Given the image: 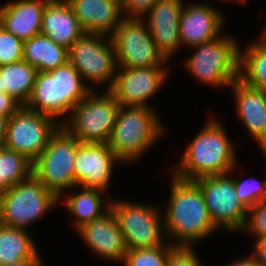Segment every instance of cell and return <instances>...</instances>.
<instances>
[{"instance_id": "cell-20", "label": "cell", "mask_w": 266, "mask_h": 266, "mask_svg": "<svg viewBox=\"0 0 266 266\" xmlns=\"http://www.w3.org/2000/svg\"><path fill=\"white\" fill-rule=\"evenodd\" d=\"M86 34L111 36L124 19L120 0H66Z\"/></svg>"}, {"instance_id": "cell-30", "label": "cell", "mask_w": 266, "mask_h": 266, "mask_svg": "<svg viewBox=\"0 0 266 266\" xmlns=\"http://www.w3.org/2000/svg\"><path fill=\"white\" fill-rule=\"evenodd\" d=\"M175 246L168 241L161 246L131 249L125 254L123 266H165L168 253Z\"/></svg>"}, {"instance_id": "cell-8", "label": "cell", "mask_w": 266, "mask_h": 266, "mask_svg": "<svg viewBox=\"0 0 266 266\" xmlns=\"http://www.w3.org/2000/svg\"><path fill=\"white\" fill-rule=\"evenodd\" d=\"M80 143L60 126L32 163V174L58 198L75 186L74 161Z\"/></svg>"}, {"instance_id": "cell-4", "label": "cell", "mask_w": 266, "mask_h": 266, "mask_svg": "<svg viewBox=\"0 0 266 266\" xmlns=\"http://www.w3.org/2000/svg\"><path fill=\"white\" fill-rule=\"evenodd\" d=\"M92 90L69 61L48 72H38L25 107L52 116L60 124Z\"/></svg>"}, {"instance_id": "cell-6", "label": "cell", "mask_w": 266, "mask_h": 266, "mask_svg": "<svg viewBox=\"0 0 266 266\" xmlns=\"http://www.w3.org/2000/svg\"><path fill=\"white\" fill-rule=\"evenodd\" d=\"M57 205L59 198L31 174L0 196V224L28 230Z\"/></svg>"}, {"instance_id": "cell-21", "label": "cell", "mask_w": 266, "mask_h": 266, "mask_svg": "<svg viewBox=\"0 0 266 266\" xmlns=\"http://www.w3.org/2000/svg\"><path fill=\"white\" fill-rule=\"evenodd\" d=\"M50 0H12L0 7V26L23 42L41 34L42 14Z\"/></svg>"}, {"instance_id": "cell-15", "label": "cell", "mask_w": 266, "mask_h": 266, "mask_svg": "<svg viewBox=\"0 0 266 266\" xmlns=\"http://www.w3.org/2000/svg\"><path fill=\"white\" fill-rule=\"evenodd\" d=\"M123 163L107 143L81 142L74 161L75 186L108 193L115 164Z\"/></svg>"}, {"instance_id": "cell-29", "label": "cell", "mask_w": 266, "mask_h": 266, "mask_svg": "<svg viewBox=\"0 0 266 266\" xmlns=\"http://www.w3.org/2000/svg\"><path fill=\"white\" fill-rule=\"evenodd\" d=\"M237 166L229 172L233 178L234 187L237 197L243 205L249 209L255 206L258 202L266 201V180L261 181L255 177H243L232 174L236 172ZM235 170V171H234Z\"/></svg>"}, {"instance_id": "cell-1", "label": "cell", "mask_w": 266, "mask_h": 266, "mask_svg": "<svg viewBox=\"0 0 266 266\" xmlns=\"http://www.w3.org/2000/svg\"><path fill=\"white\" fill-rule=\"evenodd\" d=\"M171 177L167 206L162 211L167 241L174 246H194L219 232L200 187L194 181Z\"/></svg>"}, {"instance_id": "cell-3", "label": "cell", "mask_w": 266, "mask_h": 266, "mask_svg": "<svg viewBox=\"0 0 266 266\" xmlns=\"http://www.w3.org/2000/svg\"><path fill=\"white\" fill-rule=\"evenodd\" d=\"M157 109L120 105L107 144L123 165L137 164L166 134V126Z\"/></svg>"}, {"instance_id": "cell-23", "label": "cell", "mask_w": 266, "mask_h": 266, "mask_svg": "<svg viewBox=\"0 0 266 266\" xmlns=\"http://www.w3.org/2000/svg\"><path fill=\"white\" fill-rule=\"evenodd\" d=\"M72 190L76 191L69 190L71 193L68 195L63 193L59 197V205L60 203L64 204V208L73 215L71 219L73 230H77L83 224L100 218L111 209L113 196L106 197V195H109L102 190L80 186H74Z\"/></svg>"}, {"instance_id": "cell-11", "label": "cell", "mask_w": 266, "mask_h": 266, "mask_svg": "<svg viewBox=\"0 0 266 266\" xmlns=\"http://www.w3.org/2000/svg\"><path fill=\"white\" fill-rule=\"evenodd\" d=\"M117 67L146 68L169 65L157 50L146 23L139 18H124L110 36Z\"/></svg>"}, {"instance_id": "cell-16", "label": "cell", "mask_w": 266, "mask_h": 266, "mask_svg": "<svg viewBox=\"0 0 266 266\" xmlns=\"http://www.w3.org/2000/svg\"><path fill=\"white\" fill-rule=\"evenodd\" d=\"M193 2L183 5L179 18L181 47L188 49L221 36L227 21L210 2Z\"/></svg>"}, {"instance_id": "cell-18", "label": "cell", "mask_w": 266, "mask_h": 266, "mask_svg": "<svg viewBox=\"0 0 266 266\" xmlns=\"http://www.w3.org/2000/svg\"><path fill=\"white\" fill-rule=\"evenodd\" d=\"M76 232L93 255L101 260L124 261L128 248L112 209L100 218L83 224Z\"/></svg>"}, {"instance_id": "cell-13", "label": "cell", "mask_w": 266, "mask_h": 266, "mask_svg": "<svg viewBox=\"0 0 266 266\" xmlns=\"http://www.w3.org/2000/svg\"><path fill=\"white\" fill-rule=\"evenodd\" d=\"M200 187L213 224L228 233H240L248 209L237 197L230 173L204 176L194 180Z\"/></svg>"}, {"instance_id": "cell-17", "label": "cell", "mask_w": 266, "mask_h": 266, "mask_svg": "<svg viewBox=\"0 0 266 266\" xmlns=\"http://www.w3.org/2000/svg\"><path fill=\"white\" fill-rule=\"evenodd\" d=\"M184 0H158L141 18L149 28L157 50L171 60L181 47L179 18Z\"/></svg>"}, {"instance_id": "cell-31", "label": "cell", "mask_w": 266, "mask_h": 266, "mask_svg": "<svg viewBox=\"0 0 266 266\" xmlns=\"http://www.w3.org/2000/svg\"><path fill=\"white\" fill-rule=\"evenodd\" d=\"M23 60V41L0 26V66Z\"/></svg>"}, {"instance_id": "cell-14", "label": "cell", "mask_w": 266, "mask_h": 266, "mask_svg": "<svg viewBox=\"0 0 266 266\" xmlns=\"http://www.w3.org/2000/svg\"><path fill=\"white\" fill-rule=\"evenodd\" d=\"M169 69V70H168ZM168 65L146 68L117 67L112 87L108 90L121 106L154 108L150 99L167 83Z\"/></svg>"}, {"instance_id": "cell-40", "label": "cell", "mask_w": 266, "mask_h": 266, "mask_svg": "<svg viewBox=\"0 0 266 266\" xmlns=\"http://www.w3.org/2000/svg\"><path fill=\"white\" fill-rule=\"evenodd\" d=\"M11 186L4 180L1 179V171H0V196L4 194Z\"/></svg>"}, {"instance_id": "cell-33", "label": "cell", "mask_w": 266, "mask_h": 266, "mask_svg": "<svg viewBox=\"0 0 266 266\" xmlns=\"http://www.w3.org/2000/svg\"><path fill=\"white\" fill-rule=\"evenodd\" d=\"M194 246H175L167 256L165 266H203Z\"/></svg>"}, {"instance_id": "cell-36", "label": "cell", "mask_w": 266, "mask_h": 266, "mask_svg": "<svg viewBox=\"0 0 266 266\" xmlns=\"http://www.w3.org/2000/svg\"><path fill=\"white\" fill-rule=\"evenodd\" d=\"M251 254L261 266H266V237L254 240Z\"/></svg>"}, {"instance_id": "cell-37", "label": "cell", "mask_w": 266, "mask_h": 266, "mask_svg": "<svg viewBox=\"0 0 266 266\" xmlns=\"http://www.w3.org/2000/svg\"><path fill=\"white\" fill-rule=\"evenodd\" d=\"M42 258L40 251H38L32 258L17 263H3L0 266H45Z\"/></svg>"}, {"instance_id": "cell-27", "label": "cell", "mask_w": 266, "mask_h": 266, "mask_svg": "<svg viewBox=\"0 0 266 266\" xmlns=\"http://www.w3.org/2000/svg\"><path fill=\"white\" fill-rule=\"evenodd\" d=\"M28 230L0 224V264L32 258L39 250Z\"/></svg>"}, {"instance_id": "cell-12", "label": "cell", "mask_w": 266, "mask_h": 266, "mask_svg": "<svg viewBox=\"0 0 266 266\" xmlns=\"http://www.w3.org/2000/svg\"><path fill=\"white\" fill-rule=\"evenodd\" d=\"M60 126L52 116L22 106L8 120L4 146L33 163Z\"/></svg>"}, {"instance_id": "cell-39", "label": "cell", "mask_w": 266, "mask_h": 266, "mask_svg": "<svg viewBox=\"0 0 266 266\" xmlns=\"http://www.w3.org/2000/svg\"><path fill=\"white\" fill-rule=\"evenodd\" d=\"M9 117L0 115V147L4 146Z\"/></svg>"}, {"instance_id": "cell-38", "label": "cell", "mask_w": 266, "mask_h": 266, "mask_svg": "<svg viewBox=\"0 0 266 266\" xmlns=\"http://www.w3.org/2000/svg\"><path fill=\"white\" fill-rule=\"evenodd\" d=\"M222 266H261L258 261L252 256L249 255L246 257H241L240 259H236L231 263H226Z\"/></svg>"}, {"instance_id": "cell-43", "label": "cell", "mask_w": 266, "mask_h": 266, "mask_svg": "<svg viewBox=\"0 0 266 266\" xmlns=\"http://www.w3.org/2000/svg\"><path fill=\"white\" fill-rule=\"evenodd\" d=\"M259 37L266 43V30H261Z\"/></svg>"}, {"instance_id": "cell-44", "label": "cell", "mask_w": 266, "mask_h": 266, "mask_svg": "<svg viewBox=\"0 0 266 266\" xmlns=\"http://www.w3.org/2000/svg\"><path fill=\"white\" fill-rule=\"evenodd\" d=\"M0 92H2V77L0 76Z\"/></svg>"}, {"instance_id": "cell-41", "label": "cell", "mask_w": 266, "mask_h": 266, "mask_svg": "<svg viewBox=\"0 0 266 266\" xmlns=\"http://www.w3.org/2000/svg\"><path fill=\"white\" fill-rule=\"evenodd\" d=\"M258 147L260 148V150L262 151V153L264 154L266 158V140Z\"/></svg>"}, {"instance_id": "cell-42", "label": "cell", "mask_w": 266, "mask_h": 266, "mask_svg": "<svg viewBox=\"0 0 266 266\" xmlns=\"http://www.w3.org/2000/svg\"><path fill=\"white\" fill-rule=\"evenodd\" d=\"M224 1H227V2H233V4L234 3H237V4H242V3H247V0H224ZM222 2H223V0H222Z\"/></svg>"}, {"instance_id": "cell-5", "label": "cell", "mask_w": 266, "mask_h": 266, "mask_svg": "<svg viewBox=\"0 0 266 266\" xmlns=\"http://www.w3.org/2000/svg\"><path fill=\"white\" fill-rule=\"evenodd\" d=\"M239 44L224 31L214 40L189 48L194 52L182 59L183 68L201 85L230 89L239 78Z\"/></svg>"}, {"instance_id": "cell-10", "label": "cell", "mask_w": 266, "mask_h": 266, "mask_svg": "<svg viewBox=\"0 0 266 266\" xmlns=\"http://www.w3.org/2000/svg\"><path fill=\"white\" fill-rule=\"evenodd\" d=\"M111 209L128 250L158 247L167 242L159 206L113 197Z\"/></svg>"}, {"instance_id": "cell-28", "label": "cell", "mask_w": 266, "mask_h": 266, "mask_svg": "<svg viewBox=\"0 0 266 266\" xmlns=\"http://www.w3.org/2000/svg\"><path fill=\"white\" fill-rule=\"evenodd\" d=\"M0 171L1 179L10 186H14L32 174V162L12 149L2 146L0 147Z\"/></svg>"}, {"instance_id": "cell-9", "label": "cell", "mask_w": 266, "mask_h": 266, "mask_svg": "<svg viewBox=\"0 0 266 266\" xmlns=\"http://www.w3.org/2000/svg\"><path fill=\"white\" fill-rule=\"evenodd\" d=\"M68 61L92 91H101L103 86L105 90L112 87L117 63L109 36L85 33L68 49Z\"/></svg>"}, {"instance_id": "cell-19", "label": "cell", "mask_w": 266, "mask_h": 266, "mask_svg": "<svg viewBox=\"0 0 266 266\" xmlns=\"http://www.w3.org/2000/svg\"><path fill=\"white\" fill-rule=\"evenodd\" d=\"M230 87L237 119L258 147L266 140V91L246 85L239 78Z\"/></svg>"}, {"instance_id": "cell-25", "label": "cell", "mask_w": 266, "mask_h": 266, "mask_svg": "<svg viewBox=\"0 0 266 266\" xmlns=\"http://www.w3.org/2000/svg\"><path fill=\"white\" fill-rule=\"evenodd\" d=\"M245 45L239 47V79L266 91V43L259 37Z\"/></svg>"}, {"instance_id": "cell-35", "label": "cell", "mask_w": 266, "mask_h": 266, "mask_svg": "<svg viewBox=\"0 0 266 266\" xmlns=\"http://www.w3.org/2000/svg\"><path fill=\"white\" fill-rule=\"evenodd\" d=\"M22 105L12 96L5 92H0V115L11 117Z\"/></svg>"}, {"instance_id": "cell-26", "label": "cell", "mask_w": 266, "mask_h": 266, "mask_svg": "<svg viewBox=\"0 0 266 266\" xmlns=\"http://www.w3.org/2000/svg\"><path fill=\"white\" fill-rule=\"evenodd\" d=\"M37 73V69L24 60L0 66L2 92L25 106L31 96Z\"/></svg>"}, {"instance_id": "cell-7", "label": "cell", "mask_w": 266, "mask_h": 266, "mask_svg": "<svg viewBox=\"0 0 266 266\" xmlns=\"http://www.w3.org/2000/svg\"><path fill=\"white\" fill-rule=\"evenodd\" d=\"M104 91H91L61 123L80 142L107 143L109 140L120 105L108 90Z\"/></svg>"}, {"instance_id": "cell-24", "label": "cell", "mask_w": 266, "mask_h": 266, "mask_svg": "<svg viewBox=\"0 0 266 266\" xmlns=\"http://www.w3.org/2000/svg\"><path fill=\"white\" fill-rule=\"evenodd\" d=\"M23 60L38 72H48L68 61V49L39 34L23 42Z\"/></svg>"}, {"instance_id": "cell-34", "label": "cell", "mask_w": 266, "mask_h": 266, "mask_svg": "<svg viewBox=\"0 0 266 266\" xmlns=\"http://www.w3.org/2000/svg\"><path fill=\"white\" fill-rule=\"evenodd\" d=\"M158 0H120L124 18L141 19Z\"/></svg>"}, {"instance_id": "cell-2", "label": "cell", "mask_w": 266, "mask_h": 266, "mask_svg": "<svg viewBox=\"0 0 266 266\" xmlns=\"http://www.w3.org/2000/svg\"><path fill=\"white\" fill-rule=\"evenodd\" d=\"M206 122L180 154V160L171 167L170 175L194 181L204 176L228 174L239 165L237 149L230 140L226 125L212 116Z\"/></svg>"}, {"instance_id": "cell-22", "label": "cell", "mask_w": 266, "mask_h": 266, "mask_svg": "<svg viewBox=\"0 0 266 266\" xmlns=\"http://www.w3.org/2000/svg\"><path fill=\"white\" fill-rule=\"evenodd\" d=\"M41 34L69 49L85 32L66 0H50L42 14Z\"/></svg>"}, {"instance_id": "cell-32", "label": "cell", "mask_w": 266, "mask_h": 266, "mask_svg": "<svg viewBox=\"0 0 266 266\" xmlns=\"http://www.w3.org/2000/svg\"><path fill=\"white\" fill-rule=\"evenodd\" d=\"M241 232L250 234L255 240L266 237V201L258 202L248 209L246 222Z\"/></svg>"}]
</instances>
